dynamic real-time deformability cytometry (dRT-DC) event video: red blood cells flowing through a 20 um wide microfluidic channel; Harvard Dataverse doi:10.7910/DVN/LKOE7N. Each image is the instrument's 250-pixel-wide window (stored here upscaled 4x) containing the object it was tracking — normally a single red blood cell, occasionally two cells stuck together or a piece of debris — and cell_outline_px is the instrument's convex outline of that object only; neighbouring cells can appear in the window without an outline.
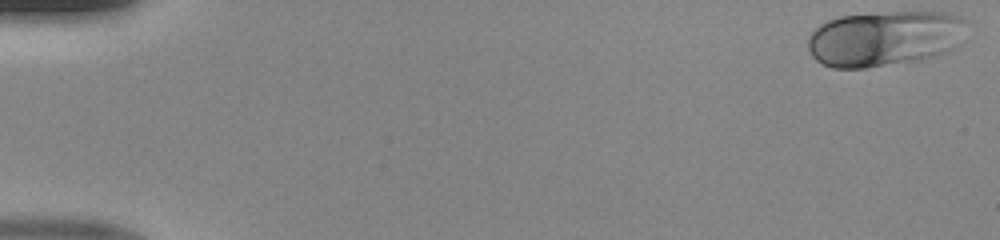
{"species": "human", "species_latin": "Homo sapiens", "temperature_condition": "room temperature", "stored_images_in_passage": 48, "camera_frame_rate_fps": 3000, "um_per_image_px": 0.085, "donor": {"sex": "male"}, "frame": {"image": 1, "passage_image": 1, "time_ms": 0.0, "image_size_px": [1000, 240], "cell_outline_px": [[964, 20], [952, 48], [944, 52], [920, 60], [864, 68], [832, 68], [816, 60], [812, 56], [808, 48], [808, 36], [820, 24], [828, 20], [840, 16], [892, 12], [944, 12], [960, 16]], "centroid_in_image_um": [75.06, 3.27], "position_along_channel_um": 9.9, "area_um2": 50.4}}
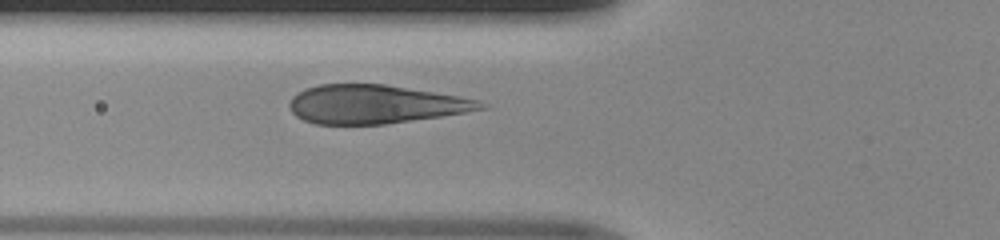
{"frame": {"image": 2, "passage_image": 18, "time_ms": 5.667, "image_size_px": [1000, 240], "cell_outline_px": [[488, 108], [440, 116], [384, 124], [316, 124], [304, 120], [296, 116], [292, 112], [288, 104], [292, 96], [296, 92], [304, 88], [320, 84], [384, 84], [456, 96], [476, 100], [488, 104]], "centroid_in_image_um": [31.81, 8.86], "position_along_channel_um": 94.0, "area_um2": 42.71}}
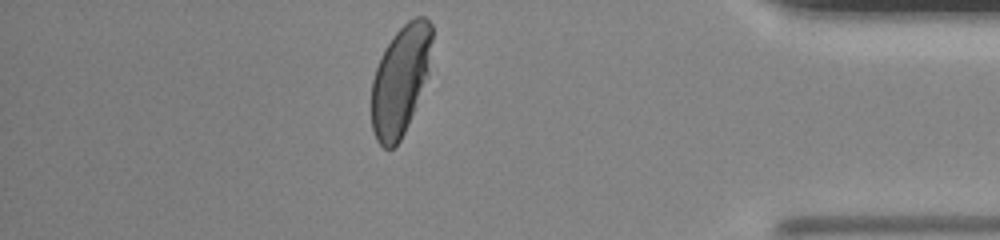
{"frame": {"image": 3, "passage_image": 42, "time_ms": 13.667, "image_size_px": [1000, 240], "cell_outline_px": [[432, 40], [428, 76], [408, 124], [400, 140], [392, 148], [384, 148], [376, 140], [372, 128], [372, 80], [380, 56], [384, 48], [392, 36], [408, 20], [416, 16], [424, 16], [432, 24]], "centroid_in_image_um": [34.04, 6.78], "position_along_channel_um": 401.2, "area_um2": 38.61}}